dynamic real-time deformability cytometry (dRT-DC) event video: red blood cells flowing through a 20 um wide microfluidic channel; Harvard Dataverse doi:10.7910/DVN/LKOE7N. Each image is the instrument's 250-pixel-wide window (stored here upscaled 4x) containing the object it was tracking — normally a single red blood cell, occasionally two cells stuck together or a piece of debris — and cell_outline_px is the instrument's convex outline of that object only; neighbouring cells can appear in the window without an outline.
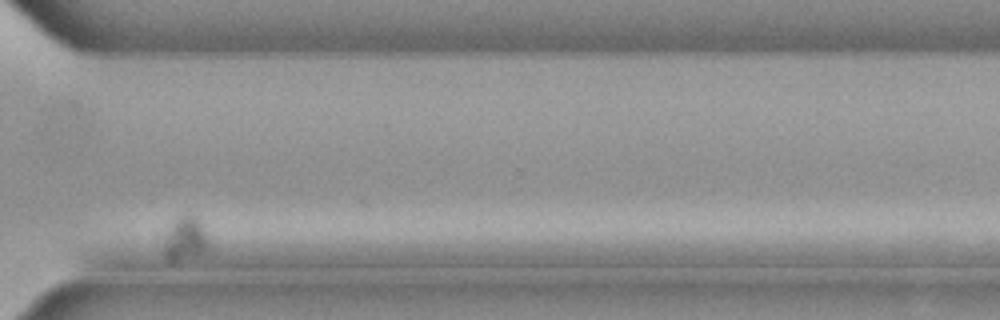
{"species": "common noctule bat (a hibernating species)", "species_latin": "Nyctalus noctula", "temperature_condition": "cold", "stored_images_in_passage": 40, "segment_of_instrument_passage": [1, 2], "camera_frame_rate_fps": 3000, "um_per_image_px": 0.085, "animal": {"sex": "male", "body_mass_g": 21.5, "forearm_length_mm": 52.0}, "frame": {"image": 1, "passage_image": 30, "time_ms": 9.667, "image_size_px": [1000, 320], "cell_outline_px": [[212, 252], [180, 260], [168, 260], [164, 252], [164, 236], [168, 228], [180, 216], [196, 216], [208, 236], [212, 244]], "centroid_in_image_um": [15.83, 20.35], "position_along_channel_um": 354.8, "area_um2": 11.68}}